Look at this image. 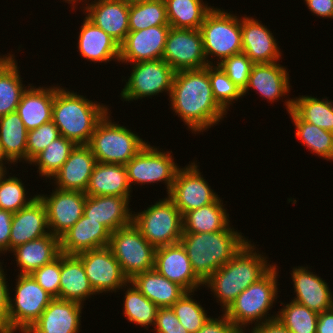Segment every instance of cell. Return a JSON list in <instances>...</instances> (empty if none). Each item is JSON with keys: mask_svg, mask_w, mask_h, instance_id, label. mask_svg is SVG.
Returning <instances> with one entry per match:
<instances>
[{"mask_svg": "<svg viewBox=\"0 0 333 333\" xmlns=\"http://www.w3.org/2000/svg\"><path fill=\"white\" fill-rule=\"evenodd\" d=\"M218 65L242 91L246 88L254 63L245 53L234 54Z\"/></svg>", "mask_w": 333, "mask_h": 333, "instance_id": "cell-48", "label": "cell"}, {"mask_svg": "<svg viewBox=\"0 0 333 333\" xmlns=\"http://www.w3.org/2000/svg\"><path fill=\"white\" fill-rule=\"evenodd\" d=\"M209 79L214 99L226 112L234 100L237 101L243 96L242 90L232 82L219 65H209Z\"/></svg>", "mask_w": 333, "mask_h": 333, "instance_id": "cell-46", "label": "cell"}, {"mask_svg": "<svg viewBox=\"0 0 333 333\" xmlns=\"http://www.w3.org/2000/svg\"><path fill=\"white\" fill-rule=\"evenodd\" d=\"M119 1H123L127 4H134V3H140V2H143V1H147V0H119Z\"/></svg>", "mask_w": 333, "mask_h": 333, "instance_id": "cell-58", "label": "cell"}, {"mask_svg": "<svg viewBox=\"0 0 333 333\" xmlns=\"http://www.w3.org/2000/svg\"><path fill=\"white\" fill-rule=\"evenodd\" d=\"M222 317L211 318L196 333H245L235 326L223 313Z\"/></svg>", "mask_w": 333, "mask_h": 333, "instance_id": "cell-51", "label": "cell"}, {"mask_svg": "<svg viewBox=\"0 0 333 333\" xmlns=\"http://www.w3.org/2000/svg\"><path fill=\"white\" fill-rule=\"evenodd\" d=\"M128 182L142 184L163 182L169 194L179 169L170 152L147 144L126 164Z\"/></svg>", "mask_w": 333, "mask_h": 333, "instance_id": "cell-11", "label": "cell"}, {"mask_svg": "<svg viewBox=\"0 0 333 333\" xmlns=\"http://www.w3.org/2000/svg\"><path fill=\"white\" fill-rule=\"evenodd\" d=\"M169 98L172 110L195 133L218 124L227 113L213 97L209 65L176 71Z\"/></svg>", "mask_w": 333, "mask_h": 333, "instance_id": "cell-1", "label": "cell"}, {"mask_svg": "<svg viewBox=\"0 0 333 333\" xmlns=\"http://www.w3.org/2000/svg\"><path fill=\"white\" fill-rule=\"evenodd\" d=\"M132 72L121 91L125 101L167 92L170 96L175 70L163 59L133 63Z\"/></svg>", "mask_w": 333, "mask_h": 333, "instance_id": "cell-12", "label": "cell"}, {"mask_svg": "<svg viewBox=\"0 0 333 333\" xmlns=\"http://www.w3.org/2000/svg\"><path fill=\"white\" fill-rule=\"evenodd\" d=\"M170 28V25H161L129 31L120 44L119 61L137 63L162 59Z\"/></svg>", "mask_w": 333, "mask_h": 333, "instance_id": "cell-17", "label": "cell"}, {"mask_svg": "<svg viewBox=\"0 0 333 333\" xmlns=\"http://www.w3.org/2000/svg\"><path fill=\"white\" fill-rule=\"evenodd\" d=\"M251 333H291L278 318L267 320L261 324L255 325Z\"/></svg>", "mask_w": 333, "mask_h": 333, "instance_id": "cell-55", "label": "cell"}, {"mask_svg": "<svg viewBox=\"0 0 333 333\" xmlns=\"http://www.w3.org/2000/svg\"><path fill=\"white\" fill-rule=\"evenodd\" d=\"M154 269L186 291H197L204 283L194 273L181 243L160 246L155 250Z\"/></svg>", "mask_w": 333, "mask_h": 333, "instance_id": "cell-18", "label": "cell"}, {"mask_svg": "<svg viewBox=\"0 0 333 333\" xmlns=\"http://www.w3.org/2000/svg\"><path fill=\"white\" fill-rule=\"evenodd\" d=\"M78 49L80 55L92 62H109L120 58V45L105 31L87 17L79 32Z\"/></svg>", "mask_w": 333, "mask_h": 333, "instance_id": "cell-28", "label": "cell"}, {"mask_svg": "<svg viewBox=\"0 0 333 333\" xmlns=\"http://www.w3.org/2000/svg\"><path fill=\"white\" fill-rule=\"evenodd\" d=\"M61 254L49 264L36 269L31 276L53 298H59Z\"/></svg>", "mask_w": 333, "mask_h": 333, "instance_id": "cell-49", "label": "cell"}, {"mask_svg": "<svg viewBox=\"0 0 333 333\" xmlns=\"http://www.w3.org/2000/svg\"><path fill=\"white\" fill-rule=\"evenodd\" d=\"M162 59L175 71L208 65L199 29L170 28Z\"/></svg>", "mask_w": 333, "mask_h": 333, "instance_id": "cell-13", "label": "cell"}, {"mask_svg": "<svg viewBox=\"0 0 333 333\" xmlns=\"http://www.w3.org/2000/svg\"><path fill=\"white\" fill-rule=\"evenodd\" d=\"M93 294L97 293L86 276L81 259L76 254L61 253L59 299L83 304Z\"/></svg>", "mask_w": 333, "mask_h": 333, "instance_id": "cell-31", "label": "cell"}, {"mask_svg": "<svg viewBox=\"0 0 333 333\" xmlns=\"http://www.w3.org/2000/svg\"><path fill=\"white\" fill-rule=\"evenodd\" d=\"M154 327L152 330H156V333H189L171 307L158 308Z\"/></svg>", "mask_w": 333, "mask_h": 333, "instance_id": "cell-50", "label": "cell"}, {"mask_svg": "<svg viewBox=\"0 0 333 333\" xmlns=\"http://www.w3.org/2000/svg\"><path fill=\"white\" fill-rule=\"evenodd\" d=\"M304 2L316 16L333 18V0H304Z\"/></svg>", "mask_w": 333, "mask_h": 333, "instance_id": "cell-54", "label": "cell"}, {"mask_svg": "<svg viewBox=\"0 0 333 333\" xmlns=\"http://www.w3.org/2000/svg\"><path fill=\"white\" fill-rule=\"evenodd\" d=\"M76 144L63 136L52 141L41 153H39L29 164L38 166L39 175L52 178L69 158Z\"/></svg>", "mask_w": 333, "mask_h": 333, "instance_id": "cell-40", "label": "cell"}, {"mask_svg": "<svg viewBox=\"0 0 333 333\" xmlns=\"http://www.w3.org/2000/svg\"><path fill=\"white\" fill-rule=\"evenodd\" d=\"M27 132L16 111L0 117V150L5 162L26 161Z\"/></svg>", "mask_w": 333, "mask_h": 333, "instance_id": "cell-34", "label": "cell"}, {"mask_svg": "<svg viewBox=\"0 0 333 333\" xmlns=\"http://www.w3.org/2000/svg\"><path fill=\"white\" fill-rule=\"evenodd\" d=\"M289 73L284 66L273 63L254 64L243 96L252 88L268 101L274 102L290 91Z\"/></svg>", "mask_w": 333, "mask_h": 333, "instance_id": "cell-27", "label": "cell"}, {"mask_svg": "<svg viewBox=\"0 0 333 333\" xmlns=\"http://www.w3.org/2000/svg\"><path fill=\"white\" fill-rule=\"evenodd\" d=\"M248 241L225 265L215 271L204 284L211 289L225 312L236 297L252 283L262 278L274 265L267 264V257L254 252Z\"/></svg>", "mask_w": 333, "mask_h": 333, "instance_id": "cell-2", "label": "cell"}, {"mask_svg": "<svg viewBox=\"0 0 333 333\" xmlns=\"http://www.w3.org/2000/svg\"><path fill=\"white\" fill-rule=\"evenodd\" d=\"M108 114L97 124L88 146L98 163L125 165L148 142L127 127L112 122Z\"/></svg>", "mask_w": 333, "mask_h": 333, "instance_id": "cell-6", "label": "cell"}, {"mask_svg": "<svg viewBox=\"0 0 333 333\" xmlns=\"http://www.w3.org/2000/svg\"><path fill=\"white\" fill-rule=\"evenodd\" d=\"M128 22L129 31L169 25L164 0H147L130 4Z\"/></svg>", "mask_w": 333, "mask_h": 333, "instance_id": "cell-41", "label": "cell"}, {"mask_svg": "<svg viewBox=\"0 0 333 333\" xmlns=\"http://www.w3.org/2000/svg\"><path fill=\"white\" fill-rule=\"evenodd\" d=\"M15 330L12 329L9 325L0 324V333H14Z\"/></svg>", "mask_w": 333, "mask_h": 333, "instance_id": "cell-57", "label": "cell"}, {"mask_svg": "<svg viewBox=\"0 0 333 333\" xmlns=\"http://www.w3.org/2000/svg\"><path fill=\"white\" fill-rule=\"evenodd\" d=\"M3 161H5V160L3 159V156H2V153H1V150H0V164H3L4 163Z\"/></svg>", "mask_w": 333, "mask_h": 333, "instance_id": "cell-61", "label": "cell"}, {"mask_svg": "<svg viewBox=\"0 0 333 333\" xmlns=\"http://www.w3.org/2000/svg\"><path fill=\"white\" fill-rule=\"evenodd\" d=\"M222 200L198 209L191 210L182 216L183 233H213L229 226V214L223 207Z\"/></svg>", "mask_w": 333, "mask_h": 333, "instance_id": "cell-36", "label": "cell"}, {"mask_svg": "<svg viewBox=\"0 0 333 333\" xmlns=\"http://www.w3.org/2000/svg\"><path fill=\"white\" fill-rule=\"evenodd\" d=\"M171 28L200 29L206 15L214 8L203 0H164Z\"/></svg>", "mask_w": 333, "mask_h": 333, "instance_id": "cell-38", "label": "cell"}, {"mask_svg": "<svg viewBox=\"0 0 333 333\" xmlns=\"http://www.w3.org/2000/svg\"><path fill=\"white\" fill-rule=\"evenodd\" d=\"M12 212L0 209V254L9 251Z\"/></svg>", "mask_w": 333, "mask_h": 333, "instance_id": "cell-52", "label": "cell"}, {"mask_svg": "<svg viewBox=\"0 0 333 333\" xmlns=\"http://www.w3.org/2000/svg\"><path fill=\"white\" fill-rule=\"evenodd\" d=\"M131 189L125 165L97 162L85 194L88 196L129 197Z\"/></svg>", "mask_w": 333, "mask_h": 333, "instance_id": "cell-30", "label": "cell"}, {"mask_svg": "<svg viewBox=\"0 0 333 333\" xmlns=\"http://www.w3.org/2000/svg\"><path fill=\"white\" fill-rule=\"evenodd\" d=\"M130 197L86 196L83 215L103 224L111 233L132 223Z\"/></svg>", "mask_w": 333, "mask_h": 333, "instance_id": "cell-26", "label": "cell"}, {"mask_svg": "<svg viewBox=\"0 0 333 333\" xmlns=\"http://www.w3.org/2000/svg\"><path fill=\"white\" fill-rule=\"evenodd\" d=\"M292 270L291 277L296 293L293 301L317 313L333 307V294L325 280L310 272L308 267L298 266Z\"/></svg>", "mask_w": 333, "mask_h": 333, "instance_id": "cell-24", "label": "cell"}, {"mask_svg": "<svg viewBox=\"0 0 333 333\" xmlns=\"http://www.w3.org/2000/svg\"><path fill=\"white\" fill-rule=\"evenodd\" d=\"M277 270L274 265L262 278L243 290L224 312L227 318L243 332L246 330L245 326L255 320L254 325H258L277 317V315L267 317L268 311L273 308V303L278 297Z\"/></svg>", "mask_w": 333, "mask_h": 333, "instance_id": "cell-5", "label": "cell"}, {"mask_svg": "<svg viewBox=\"0 0 333 333\" xmlns=\"http://www.w3.org/2000/svg\"><path fill=\"white\" fill-rule=\"evenodd\" d=\"M15 297L9 299L7 325L22 333L39 319L53 297L31 275H17Z\"/></svg>", "mask_w": 333, "mask_h": 333, "instance_id": "cell-10", "label": "cell"}, {"mask_svg": "<svg viewBox=\"0 0 333 333\" xmlns=\"http://www.w3.org/2000/svg\"><path fill=\"white\" fill-rule=\"evenodd\" d=\"M132 223L155 248L180 243L182 214L167 196L142 212L133 213Z\"/></svg>", "mask_w": 333, "mask_h": 333, "instance_id": "cell-8", "label": "cell"}, {"mask_svg": "<svg viewBox=\"0 0 333 333\" xmlns=\"http://www.w3.org/2000/svg\"><path fill=\"white\" fill-rule=\"evenodd\" d=\"M49 233L47 209L44 202L37 196L28 206L13 214L9 251Z\"/></svg>", "mask_w": 333, "mask_h": 333, "instance_id": "cell-20", "label": "cell"}, {"mask_svg": "<svg viewBox=\"0 0 333 333\" xmlns=\"http://www.w3.org/2000/svg\"><path fill=\"white\" fill-rule=\"evenodd\" d=\"M15 56H0V117L15 112L22 94L28 87L23 86Z\"/></svg>", "mask_w": 333, "mask_h": 333, "instance_id": "cell-35", "label": "cell"}, {"mask_svg": "<svg viewBox=\"0 0 333 333\" xmlns=\"http://www.w3.org/2000/svg\"><path fill=\"white\" fill-rule=\"evenodd\" d=\"M276 315L291 333H316L319 313L302 304L292 300Z\"/></svg>", "mask_w": 333, "mask_h": 333, "instance_id": "cell-43", "label": "cell"}, {"mask_svg": "<svg viewBox=\"0 0 333 333\" xmlns=\"http://www.w3.org/2000/svg\"><path fill=\"white\" fill-rule=\"evenodd\" d=\"M96 163L88 145H76L69 158L51 179L55 181L56 189L86 192Z\"/></svg>", "mask_w": 333, "mask_h": 333, "instance_id": "cell-23", "label": "cell"}, {"mask_svg": "<svg viewBox=\"0 0 333 333\" xmlns=\"http://www.w3.org/2000/svg\"><path fill=\"white\" fill-rule=\"evenodd\" d=\"M0 262V324H6L8 320V311H9V299L10 293L6 283V276L4 274L3 267Z\"/></svg>", "mask_w": 333, "mask_h": 333, "instance_id": "cell-53", "label": "cell"}, {"mask_svg": "<svg viewBox=\"0 0 333 333\" xmlns=\"http://www.w3.org/2000/svg\"><path fill=\"white\" fill-rule=\"evenodd\" d=\"M287 112L292 110L300 119L333 132V102L328 98L299 96L285 101Z\"/></svg>", "mask_w": 333, "mask_h": 333, "instance_id": "cell-37", "label": "cell"}, {"mask_svg": "<svg viewBox=\"0 0 333 333\" xmlns=\"http://www.w3.org/2000/svg\"><path fill=\"white\" fill-rule=\"evenodd\" d=\"M20 275H31L36 269L51 263L61 254L60 238L51 233L14 248Z\"/></svg>", "mask_w": 333, "mask_h": 333, "instance_id": "cell-29", "label": "cell"}, {"mask_svg": "<svg viewBox=\"0 0 333 333\" xmlns=\"http://www.w3.org/2000/svg\"><path fill=\"white\" fill-rule=\"evenodd\" d=\"M124 297V316L129 322L143 327L154 325L158 306L146 298L130 281ZM130 285L132 287H130Z\"/></svg>", "mask_w": 333, "mask_h": 333, "instance_id": "cell-42", "label": "cell"}, {"mask_svg": "<svg viewBox=\"0 0 333 333\" xmlns=\"http://www.w3.org/2000/svg\"><path fill=\"white\" fill-rule=\"evenodd\" d=\"M193 291H187L172 306V310L179 322L189 333H196L208 320L206 310L196 302L191 295Z\"/></svg>", "mask_w": 333, "mask_h": 333, "instance_id": "cell-44", "label": "cell"}, {"mask_svg": "<svg viewBox=\"0 0 333 333\" xmlns=\"http://www.w3.org/2000/svg\"><path fill=\"white\" fill-rule=\"evenodd\" d=\"M234 230L229 225L213 233L182 234L180 243L187 252L194 273L203 283L248 242L241 232Z\"/></svg>", "mask_w": 333, "mask_h": 333, "instance_id": "cell-3", "label": "cell"}, {"mask_svg": "<svg viewBox=\"0 0 333 333\" xmlns=\"http://www.w3.org/2000/svg\"><path fill=\"white\" fill-rule=\"evenodd\" d=\"M64 1V0H63ZM68 1V2H67ZM77 1L79 0H65V2L69 3V4H72L74 6V3H76ZM82 0H80V3H81ZM85 1V0H83ZM89 1V0H88Z\"/></svg>", "mask_w": 333, "mask_h": 333, "instance_id": "cell-59", "label": "cell"}, {"mask_svg": "<svg viewBox=\"0 0 333 333\" xmlns=\"http://www.w3.org/2000/svg\"><path fill=\"white\" fill-rule=\"evenodd\" d=\"M82 261L85 273L97 294L117 291L128 285L119 262L108 246L76 254Z\"/></svg>", "mask_w": 333, "mask_h": 333, "instance_id": "cell-14", "label": "cell"}, {"mask_svg": "<svg viewBox=\"0 0 333 333\" xmlns=\"http://www.w3.org/2000/svg\"><path fill=\"white\" fill-rule=\"evenodd\" d=\"M111 232L100 222L84 215L60 237V250L63 254H78L92 249L106 247Z\"/></svg>", "mask_w": 333, "mask_h": 333, "instance_id": "cell-25", "label": "cell"}, {"mask_svg": "<svg viewBox=\"0 0 333 333\" xmlns=\"http://www.w3.org/2000/svg\"><path fill=\"white\" fill-rule=\"evenodd\" d=\"M108 247L129 281L135 275L154 268L156 248L133 223L112 232Z\"/></svg>", "mask_w": 333, "mask_h": 333, "instance_id": "cell-9", "label": "cell"}, {"mask_svg": "<svg viewBox=\"0 0 333 333\" xmlns=\"http://www.w3.org/2000/svg\"><path fill=\"white\" fill-rule=\"evenodd\" d=\"M6 172L0 176V209L15 213L28 206L38 195L26 198L22 180L15 176L6 178Z\"/></svg>", "mask_w": 333, "mask_h": 333, "instance_id": "cell-45", "label": "cell"}, {"mask_svg": "<svg viewBox=\"0 0 333 333\" xmlns=\"http://www.w3.org/2000/svg\"><path fill=\"white\" fill-rule=\"evenodd\" d=\"M4 171H6V166H4V164H0V176L3 174Z\"/></svg>", "mask_w": 333, "mask_h": 333, "instance_id": "cell-60", "label": "cell"}, {"mask_svg": "<svg viewBox=\"0 0 333 333\" xmlns=\"http://www.w3.org/2000/svg\"><path fill=\"white\" fill-rule=\"evenodd\" d=\"M242 52L254 64L273 63L282 55L271 31L252 17L241 18Z\"/></svg>", "mask_w": 333, "mask_h": 333, "instance_id": "cell-22", "label": "cell"}, {"mask_svg": "<svg viewBox=\"0 0 333 333\" xmlns=\"http://www.w3.org/2000/svg\"><path fill=\"white\" fill-rule=\"evenodd\" d=\"M204 52L208 65H213L208 58L217 56L218 62L242 52L241 17L213 8L205 17L200 27ZM210 55V56H209Z\"/></svg>", "mask_w": 333, "mask_h": 333, "instance_id": "cell-7", "label": "cell"}, {"mask_svg": "<svg viewBox=\"0 0 333 333\" xmlns=\"http://www.w3.org/2000/svg\"><path fill=\"white\" fill-rule=\"evenodd\" d=\"M198 167L195 162H192L187 167L179 168L168 194L182 216L191 210L213 203L219 198L208 186Z\"/></svg>", "mask_w": 333, "mask_h": 333, "instance_id": "cell-15", "label": "cell"}, {"mask_svg": "<svg viewBox=\"0 0 333 333\" xmlns=\"http://www.w3.org/2000/svg\"><path fill=\"white\" fill-rule=\"evenodd\" d=\"M38 196L47 209L49 232L60 238L82 217L87 195L82 191L55 189L49 197Z\"/></svg>", "mask_w": 333, "mask_h": 333, "instance_id": "cell-16", "label": "cell"}, {"mask_svg": "<svg viewBox=\"0 0 333 333\" xmlns=\"http://www.w3.org/2000/svg\"><path fill=\"white\" fill-rule=\"evenodd\" d=\"M288 113L296 127L295 136L301 143L319 157L333 161V132L300 119L292 110Z\"/></svg>", "mask_w": 333, "mask_h": 333, "instance_id": "cell-39", "label": "cell"}, {"mask_svg": "<svg viewBox=\"0 0 333 333\" xmlns=\"http://www.w3.org/2000/svg\"><path fill=\"white\" fill-rule=\"evenodd\" d=\"M316 333H333V307L319 313Z\"/></svg>", "mask_w": 333, "mask_h": 333, "instance_id": "cell-56", "label": "cell"}, {"mask_svg": "<svg viewBox=\"0 0 333 333\" xmlns=\"http://www.w3.org/2000/svg\"><path fill=\"white\" fill-rule=\"evenodd\" d=\"M60 132L53 121L42 124L27 132L26 162L30 163L49 144L60 137Z\"/></svg>", "mask_w": 333, "mask_h": 333, "instance_id": "cell-47", "label": "cell"}, {"mask_svg": "<svg viewBox=\"0 0 333 333\" xmlns=\"http://www.w3.org/2000/svg\"><path fill=\"white\" fill-rule=\"evenodd\" d=\"M53 101L54 87L28 86L16 110L27 131L52 121Z\"/></svg>", "mask_w": 333, "mask_h": 333, "instance_id": "cell-32", "label": "cell"}, {"mask_svg": "<svg viewBox=\"0 0 333 333\" xmlns=\"http://www.w3.org/2000/svg\"><path fill=\"white\" fill-rule=\"evenodd\" d=\"M130 282L159 308L171 307L187 292L154 268L135 275Z\"/></svg>", "mask_w": 333, "mask_h": 333, "instance_id": "cell-33", "label": "cell"}, {"mask_svg": "<svg viewBox=\"0 0 333 333\" xmlns=\"http://www.w3.org/2000/svg\"><path fill=\"white\" fill-rule=\"evenodd\" d=\"M82 305L53 298L39 319L23 333H79Z\"/></svg>", "mask_w": 333, "mask_h": 333, "instance_id": "cell-19", "label": "cell"}, {"mask_svg": "<svg viewBox=\"0 0 333 333\" xmlns=\"http://www.w3.org/2000/svg\"><path fill=\"white\" fill-rule=\"evenodd\" d=\"M89 3L83 7L86 17L120 45L129 32L130 5L119 0H94Z\"/></svg>", "mask_w": 333, "mask_h": 333, "instance_id": "cell-21", "label": "cell"}, {"mask_svg": "<svg viewBox=\"0 0 333 333\" xmlns=\"http://www.w3.org/2000/svg\"><path fill=\"white\" fill-rule=\"evenodd\" d=\"M109 108L83 95L54 86L52 121L60 135L76 145H88L99 121Z\"/></svg>", "mask_w": 333, "mask_h": 333, "instance_id": "cell-4", "label": "cell"}]
</instances>
